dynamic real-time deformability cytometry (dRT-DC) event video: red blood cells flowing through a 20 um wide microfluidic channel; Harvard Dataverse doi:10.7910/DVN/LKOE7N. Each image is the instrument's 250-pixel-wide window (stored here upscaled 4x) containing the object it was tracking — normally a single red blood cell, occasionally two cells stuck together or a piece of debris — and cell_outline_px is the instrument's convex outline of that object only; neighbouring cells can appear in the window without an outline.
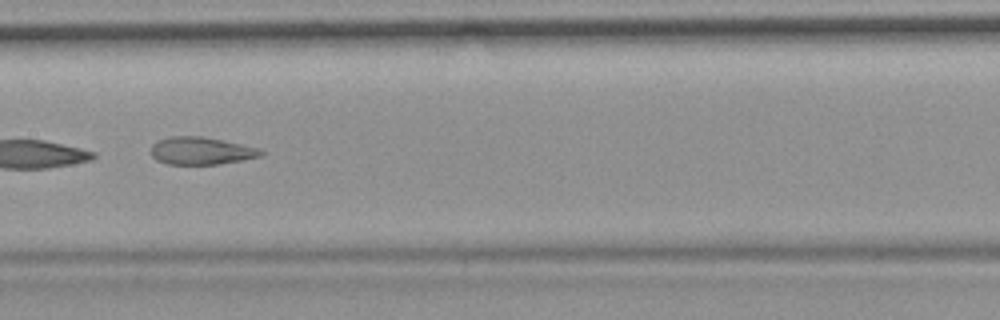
{"species": "common noctule bat (a hibernating species)", "species_latin": "Nyctalus noctula", "temperature_condition": "room temperature", "stored_images_in_passage": 13, "camera_frame_rate_fps": 3000, "um_per_image_px": 0.085, "animal": {"sex": "female", "body_mass_g": 19.9}, "frame": {"image": 1, "passage_image": 11, "time_ms": 3.333, "image_size_px": [1000, 320], "cell_outline_px": [[264, 156], [220, 164], [168, 164], [156, 160], [152, 156], [152, 144], [168, 136], [200, 136], [260, 148], [264, 152]], "centroid_in_image_um": [17.12, 12.83], "position_along_channel_um": 190.3, "area_um2": 17.57}}